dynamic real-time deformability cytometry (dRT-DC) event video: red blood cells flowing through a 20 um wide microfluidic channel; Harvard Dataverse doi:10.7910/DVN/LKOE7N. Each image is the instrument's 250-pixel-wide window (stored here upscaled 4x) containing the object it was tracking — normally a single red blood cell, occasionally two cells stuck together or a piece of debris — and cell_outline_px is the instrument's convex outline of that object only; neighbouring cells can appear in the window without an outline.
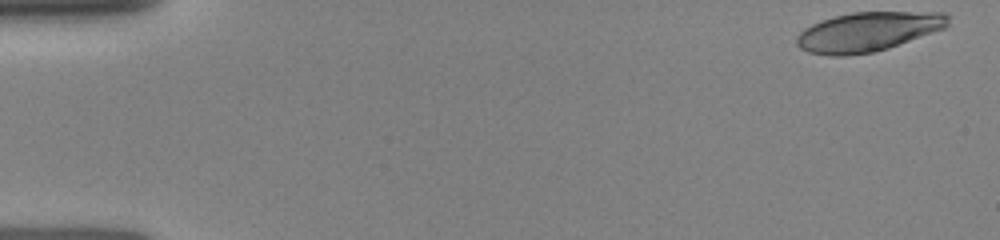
{"species": "human", "species_latin": "Homo sapiens", "temperature_condition": "room temperature", "stored_images_in_passage": 38, "camera_frame_rate_fps": 3000, "um_per_image_px": 0.085, "donor": {"sex": "female"}, "frame": {"image": 1, "passage_image": 1, "time_ms": 0.0, "image_size_px": [1000, 240], "cell_outline_px": [[948, 28], [888, 48], [872, 52], [844, 56], [832, 56], [808, 52], [800, 48], [796, 44], [796, 36], [804, 28], [812, 24], [836, 16], [852, 12], [944, 12], [948, 16]], "centroid_in_image_um": [73.8, 2.7], "position_along_channel_um": 11.2, "area_um2": 34.8}}
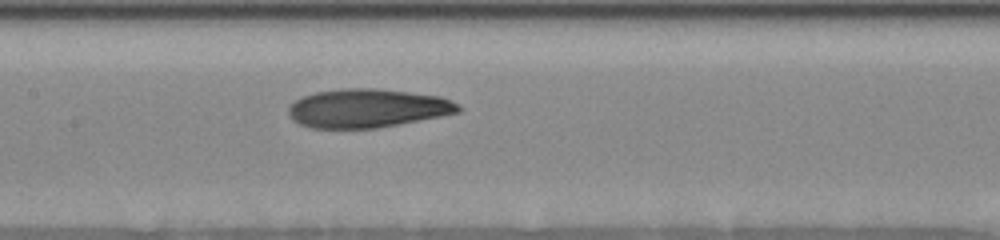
{"frame": {"image": 2, "passage_image": 21, "time_ms": 7.333, "image_size_px": [1000, 240], "cell_outline_px": [[464, 108], [460, 112], [440, 116], [376, 128], [312, 128], [300, 124], [292, 120], [288, 112], [288, 108], [296, 100], [304, 96], [316, 92], [340, 88], [376, 88], [440, 96], [460, 104]], "centroid_in_image_um": [31.24, 9.19], "position_along_channel_um": 176.2, "area_um2": 38.21}}
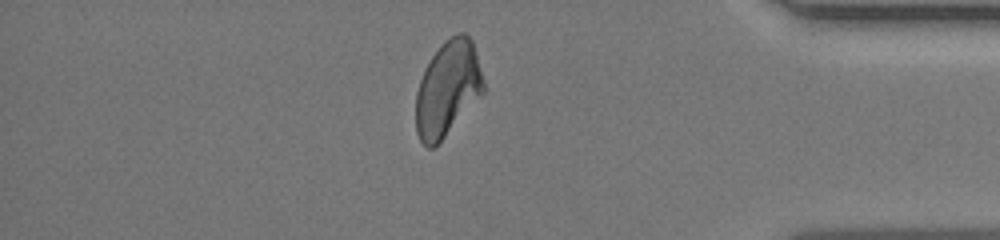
{"frame": {"image": 3, "passage_image": 36, "time_ms": 13.333, "image_size_px": [1000, 240], "cell_outline_px": [[484, 92], [444, 136], [432, 148], [428, 148], [420, 140], [416, 132], [416, 92], [420, 80], [432, 56], [440, 44], [444, 40], [460, 32], [464, 32], [472, 40], [484, 84]], "centroid_in_image_um": [38.03, 7.52], "position_along_channel_um": 397.2, "area_um2": 36.76}}